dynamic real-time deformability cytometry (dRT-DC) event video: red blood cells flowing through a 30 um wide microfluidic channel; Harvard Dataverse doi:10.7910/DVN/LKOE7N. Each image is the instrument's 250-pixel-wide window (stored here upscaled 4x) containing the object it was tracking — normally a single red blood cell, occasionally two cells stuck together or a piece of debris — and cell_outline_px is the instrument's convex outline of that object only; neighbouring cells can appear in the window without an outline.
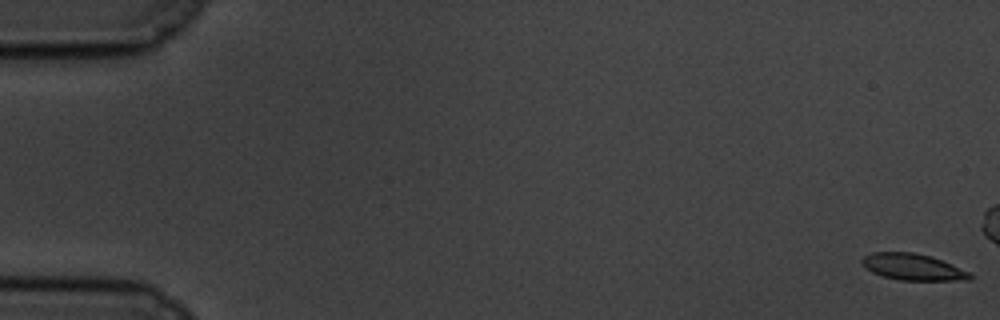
{"species": "common noctule bat (a hibernating species)", "species_latin": "Nyctalus noctula", "temperature_condition": "cold", "stored_images_in_passage": 60, "segment_of_instrument_passage": [1, 2], "camera_frame_rate_fps": 3000, "um_per_image_px": 0.085, "animal": {"sex": "male", "body_mass_g": 19.5, "forearm_length_mm": 54.6}, "frame": {"image": 1, "passage_image": 1, "time_ms": 0.0, "image_size_px": [1000, 320], "cell_outline_px": [[972, 280], [900, 280], [880, 276], [872, 272], [860, 264], [860, 260], [864, 256], [872, 252], [912, 252], [932, 256], [952, 264], [968, 272], [972, 276]], "centroid_in_image_um": [77.55, 22.69], "position_along_channel_um": 7.5, "area_um2": 16.76}}
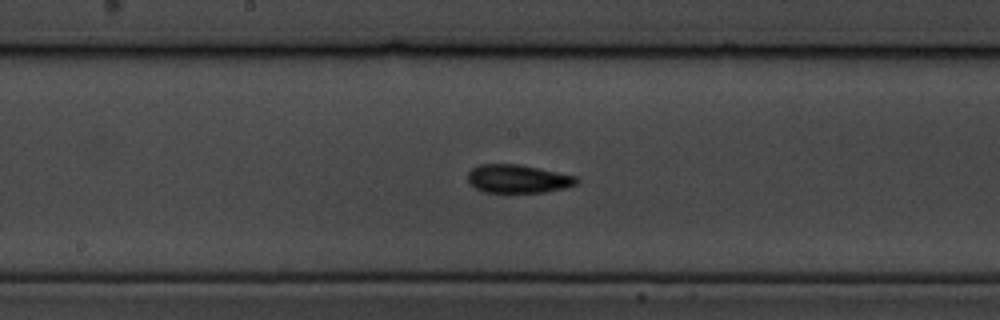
{"frame": {"image": 2, "passage_image": 31, "time_ms": 10.0, "image_size_px": [1000, 320], "cell_outline_px": [[580, 180], [576, 184], [564, 188], [544, 192], [484, 192], [476, 188], [468, 180], [468, 172], [472, 168], [480, 164], [520, 164], [576, 176]], "centroid_in_image_um": [44.03, 15.19], "position_along_channel_um": 204.2, "area_um2": 17.86}}
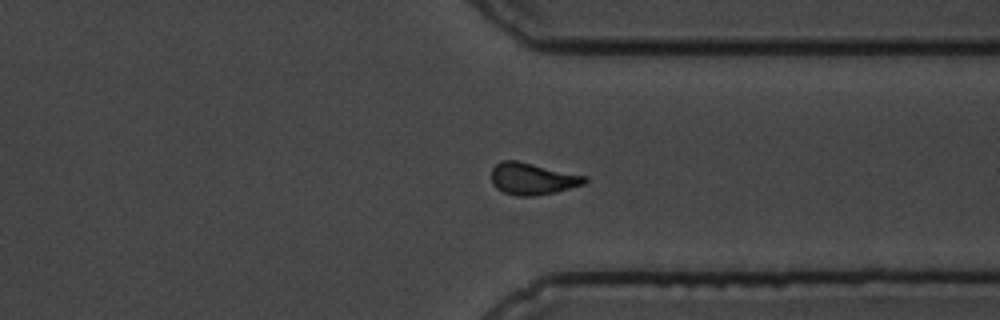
{"frame": {"image": 3, "passage_image": 45, "time_ms": 14.667, "image_size_px": [1000, 320], "cell_outline_px": [[588, 180], [584, 184], [556, 192], [536, 196], [516, 196], [504, 192], [496, 188], [492, 184], [492, 168], [500, 160], [516, 160], [588, 176]], "centroid_in_image_um": [45.27, 15.19], "position_along_channel_um": 366.1, "area_um2": 17.46}}